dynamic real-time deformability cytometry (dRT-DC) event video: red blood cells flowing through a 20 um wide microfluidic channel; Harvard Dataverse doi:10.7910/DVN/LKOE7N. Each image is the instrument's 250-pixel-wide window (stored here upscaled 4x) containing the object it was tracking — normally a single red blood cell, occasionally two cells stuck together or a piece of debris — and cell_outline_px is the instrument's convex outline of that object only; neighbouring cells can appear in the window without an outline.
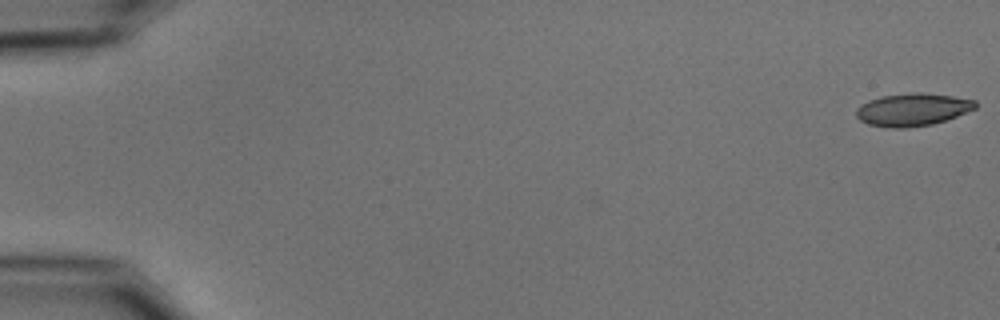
{"species": "common noctule bat (a hibernating species)", "species_latin": "Nyctalus noctula", "temperature_condition": "cold", "stored_images_in_passage": 54, "camera_frame_rate_fps": 3000, "um_per_image_px": 0.085, "animal": {"sex": "male", "body_mass_g": 15.6}, "frame": {"image": 1, "passage_image": 1, "time_ms": 0.0, "image_size_px": [1000, 320], "cell_outline_px": [[976, 108], [956, 116], [932, 124], [908, 128], [892, 128], [868, 124], [860, 120], [856, 116], [856, 108], [868, 100], [880, 96], [916, 92], [924, 92], [952, 96], [976, 100]], "centroid_in_image_um": [77.55, 9.31], "position_along_channel_um": 7.5, "area_um2": 22.66}}
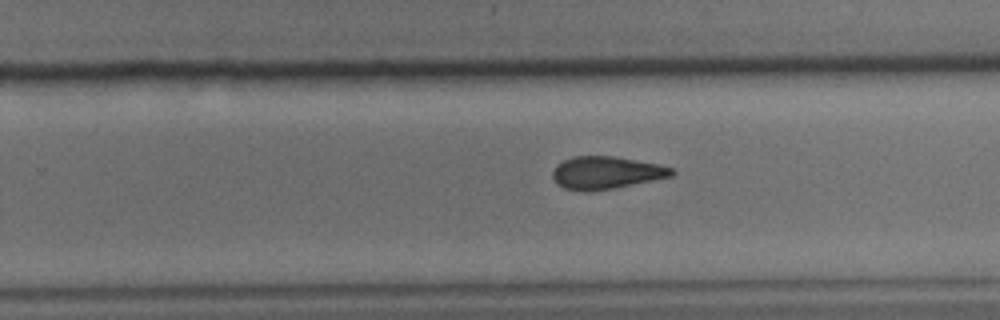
{"frame": {"image": 2, "passage_image": 35, "time_ms": 11.333, "image_size_px": [1000, 320], "cell_outline_px": [[676, 172], [672, 176], [612, 188], [584, 192], [564, 188], [556, 184], [552, 176], [552, 172], [556, 164], [572, 156], [616, 156], [660, 164], [672, 168]], "centroid_in_image_um": [51.49, 14.67], "position_along_channel_um": 278.3, "area_um2": 22.66}}
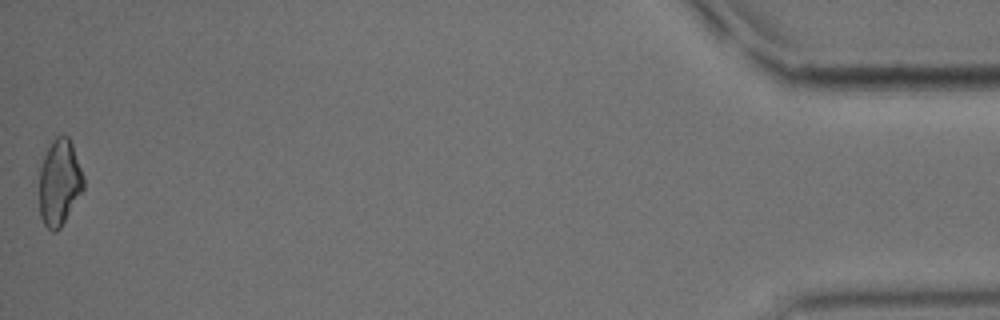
{"frame": {"image": 3, "passage_image": 54, "time_ms": 17.667, "image_size_px": [1000, 320], "cell_outline_px": [[84, 188], [60, 228], [56, 232], [52, 232], [44, 224], [40, 216], [40, 168], [44, 156], [52, 140], [56, 136], [68, 136], [72, 144], [84, 176]], "centroid_in_image_um": [5.05, 15.52], "position_along_channel_um": 430.1, "area_um2": 22.02}, "authors_computed_cell_mechanics": {"area_um2": 22.8599, "velocity_mm_per_s": 3.7699, "shape_relaxation_time_tau1_ms": 7.0187, "shape_relaxation_time_tau2_ms": 3.5954, "deformation_change_tau1": 0.1572, "deformation_change_tau2": 0.1146}}